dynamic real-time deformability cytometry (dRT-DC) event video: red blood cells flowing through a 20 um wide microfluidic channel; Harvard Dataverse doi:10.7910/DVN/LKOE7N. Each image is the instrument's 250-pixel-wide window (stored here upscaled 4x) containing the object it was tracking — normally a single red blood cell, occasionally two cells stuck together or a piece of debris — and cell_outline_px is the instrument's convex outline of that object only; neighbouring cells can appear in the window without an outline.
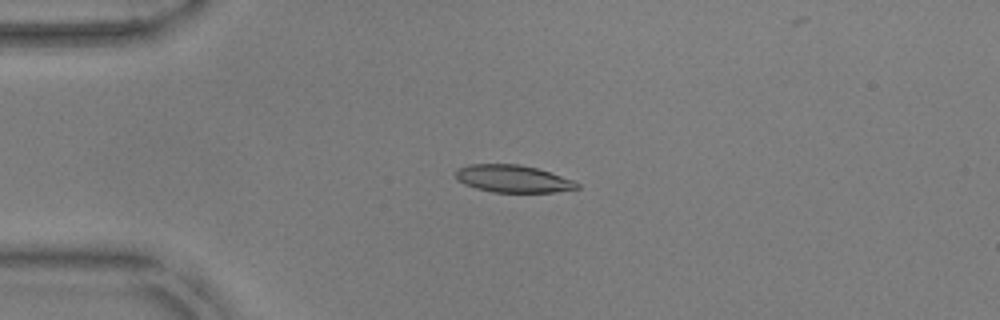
{"species": "common noctule bat (a hibernating species)", "species_latin": "Nyctalus noctula", "temperature_condition": "warm", "stored_images_in_passage": 54, "camera_frame_rate_fps": 3000, "um_per_image_px": 0.085, "animal": {"sex": "male", "body_mass_g": 17.9, "forearm_length_mm": 54.2}, "frame": {"image": 1, "passage_image": 13, "time_ms": 4.0, "image_size_px": [1000, 320], "cell_outline_px": [[580, 188], [552, 192], [492, 192], [476, 188], [464, 184], [456, 180], [456, 168], [468, 164], [520, 164], [536, 168], [572, 180], [580, 184]], "centroid_in_image_um": [43.54, 15.19], "position_along_channel_um": 41.5, "area_um2": 19.31}}
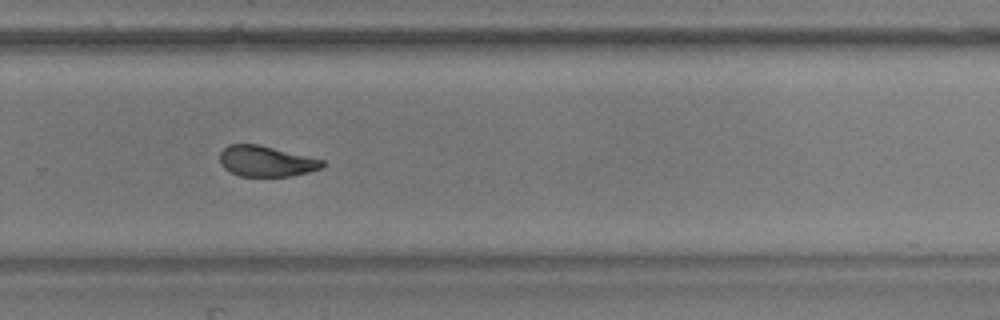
{"frame": {"image": 2, "passage_image": 36, "time_ms": 11.667, "image_size_px": [1000, 320], "cell_outline_px": [[324, 164], [320, 168], [308, 172], [288, 176], [240, 176], [224, 168], [220, 164], [220, 152], [228, 144], [256, 144], [324, 160]], "centroid_in_image_um": [22.58, 13.7], "position_along_channel_um": 307.2, "area_um2": 18.03}}
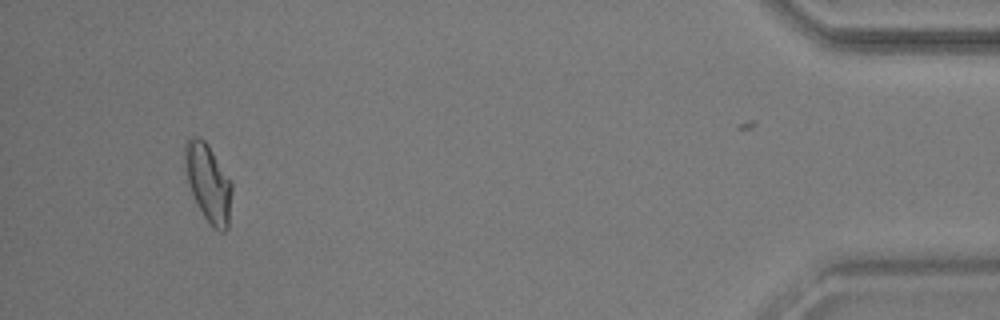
{"frame": {"image": 3, "passage_image": 50, "time_ms": 16.333, "image_size_px": [1000, 320], "cell_outline_px": [[232, 188], [228, 228], [224, 232], [220, 232], [212, 228], [204, 216], [192, 192], [188, 180], [184, 160], [184, 144], [188, 136], [200, 136], [208, 144], [232, 180]], "centroid_in_image_um": [17.72, 15.5], "position_along_channel_um": 417.5, "area_um2": 21.44}, "authors_computed_cell_mechanics": {"area_um2": 19.5653, "velocity_mm_per_s": 3.8102, "shape_relaxation_time_tau1_ms": 5.9392, "shape_relaxation_time_tau2_ms": 2.7723, "deformation_change_tau1": 0.196, "deformation_change_tau2": 0.0981}}